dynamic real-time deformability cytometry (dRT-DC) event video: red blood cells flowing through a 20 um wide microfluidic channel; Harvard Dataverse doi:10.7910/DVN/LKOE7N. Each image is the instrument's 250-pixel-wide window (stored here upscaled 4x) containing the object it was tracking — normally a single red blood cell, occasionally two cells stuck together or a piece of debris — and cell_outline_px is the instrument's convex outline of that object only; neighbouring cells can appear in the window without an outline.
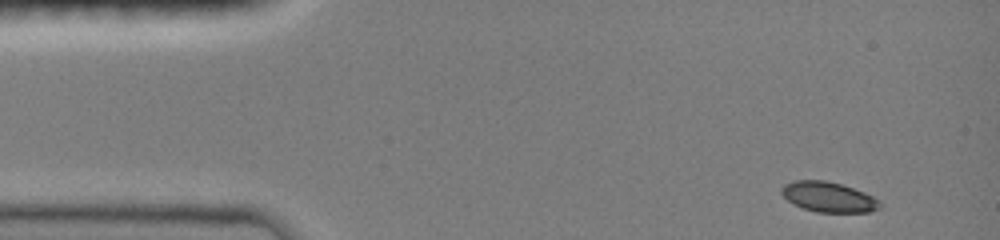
{"species": "common noctule bat (a hibernating species)", "species_latin": "Nyctalus noctula", "temperature_condition": "room temperature", "stored_images_in_passage": 7, "camera_frame_rate_fps": 3000, "um_per_image_px": 0.085, "animal": {"sex": "female", "body_mass_g": 19.0, "forearm_length_mm": 51.5}, "frame": {"image": 1, "passage_image": 1, "time_ms": 0.0, "image_size_px": [1000, 240], "cell_outline_px": [[880, 208], [868, 212], [816, 212], [804, 208], [788, 200], [780, 192], [780, 188], [784, 184], [796, 180], [824, 180], [840, 184], [864, 192], [880, 200]], "centroid_in_image_um": [70.42, 16.74], "position_along_channel_um": 14.6, "area_um2": 17.11}}
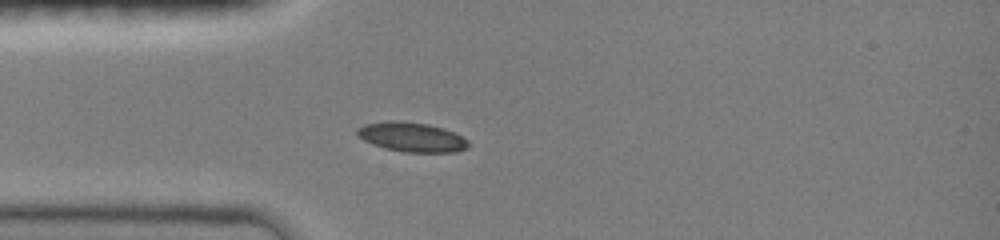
{"frame": {"image": 2, "passage_image": 5, "time_ms": 3.0, "image_size_px": [1000, 240], "cell_outline_px": [[468, 148], [456, 152], [404, 152], [384, 148], [372, 144], [364, 140], [356, 132], [356, 128], [364, 124], [388, 120], [400, 120], [428, 124], [444, 128], [468, 140]], "centroid_in_image_um": [34.98, 11.64], "position_along_channel_um": 50.0, "area_um2": 19.19}}
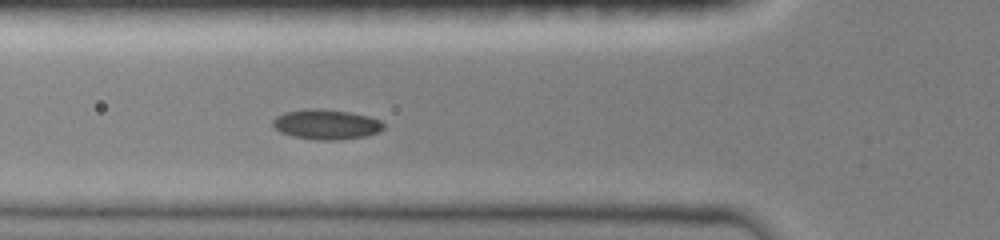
{"frame": {"image": 3, "passage_image": 7, "time_ms": 4.333, "image_size_px": [1000, 240], "cell_outline_px": [[384, 128], [380, 132], [364, 136], [336, 140], [320, 140], [292, 136], [280, 132], [272, 124], [272, 120], [276, 116], [284, 112], [304, 108], [324, 108], [348, 112], [368, 116], [380, 120], [384, 124]], "centroid_in_image_um": [27.71, 10.56], "position_along_channel_um": 98.1, "area_um2": 19.48}}